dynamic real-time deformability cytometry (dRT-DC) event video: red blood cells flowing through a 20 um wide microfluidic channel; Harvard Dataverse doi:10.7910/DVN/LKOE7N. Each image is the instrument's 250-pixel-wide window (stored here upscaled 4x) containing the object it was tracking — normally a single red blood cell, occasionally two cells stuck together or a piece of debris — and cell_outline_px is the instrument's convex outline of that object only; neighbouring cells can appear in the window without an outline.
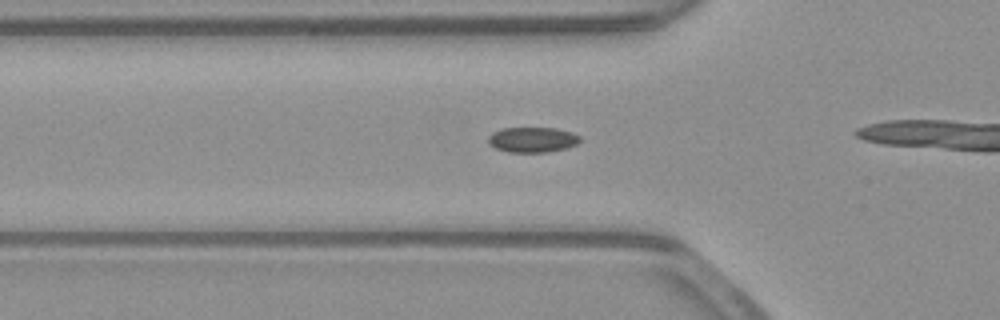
{"species": "common noctule bat (a hibernating species)", "species_latin": "Nyctalus noctula", "temperature_condition": "warm", "stored_images_in_passage": 35, "camera_frame_rate_fps": 3000, "um_per_image_px": 0.085, "animal": {"sex": "male", "body_mass_g": 23.1, "forearm_length_mm": 52.7}, "frame": {"image": 1, "passage_image": 12, "time_ms": 3.667, "image_size_px": [1000, 320], "cell_outline_px": [[580, 140], [576, 144], [564, 148], [548, 152], [508, 152], [496, 148], [488, 144], [488, 136], [492, 132], [500, 128], [556, 128], [572, 132], [580, 136]], "centroid_in_image_um": [45.22, 11.86], "position_along_channel_um": 80.6, "area_um2": 13.53}}
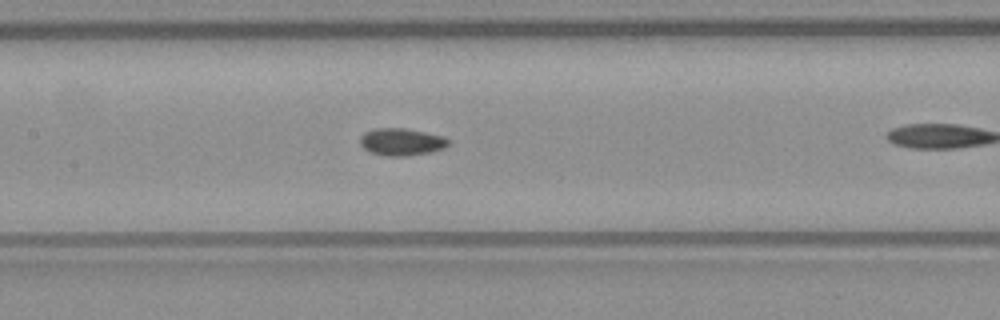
{"frame": {"image": 2, "passage_image": 19, "time_ms": 6.0, "image_size_px": [1000, 320], "cell_outline_px": [[452, 140], [444, 148], [432, 152], [408, 156], [384, 156], [372, 152], [364, 148], [360, 144], [360, 136], [364, 132], [376, 128], [404, 128], [444, 136]], "centroid_in_image_um": [34.15, 12.06], "position_along_channel_um": 173.3, "area_um2": 14.16}}
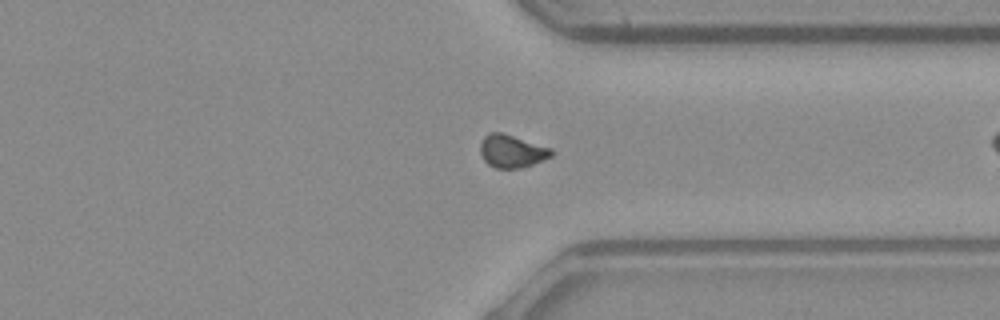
{"frame": {"image": 3, "passage_image": 34, "time_ms": 11.0, "image_size_px": [1000, 320], "cell_outline_px": [[552, 156], [544, 160], [520, 168], [496, 168], [488, 164], [484, 160], [480, 152], [480, 140], [488, 132], [504, 132], [552, 148]], "centroid_in_image_um": [43.49, 12.82], "position_along_channel_um": 367.9, "area_um2": 13.81}}